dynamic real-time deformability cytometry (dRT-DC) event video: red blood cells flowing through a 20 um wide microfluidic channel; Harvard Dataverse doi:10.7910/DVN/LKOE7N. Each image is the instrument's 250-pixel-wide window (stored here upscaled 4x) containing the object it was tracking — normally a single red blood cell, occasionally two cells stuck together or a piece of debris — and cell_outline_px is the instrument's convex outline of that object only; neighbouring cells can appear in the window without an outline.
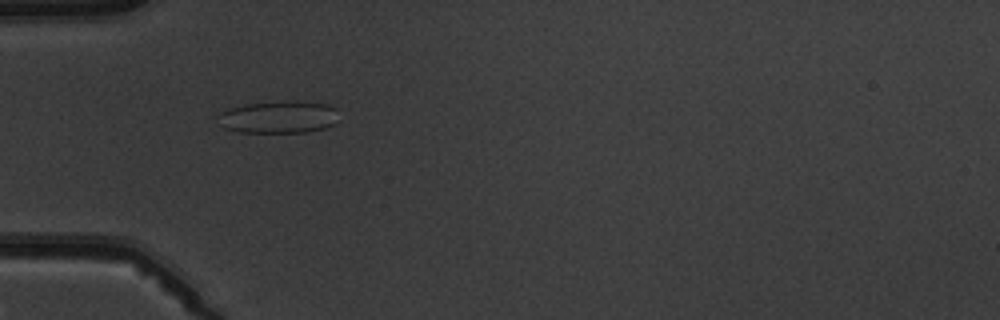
{"species": "common noctule bat (a hibernating species)", "species_latin": "Nyctalus noctula", "temperature_condition": "warm", "stored_images_in_passage": 6, "camera_frame_rate_fps": 3000, "um_per_image_px": 0.085, "animal": {"sex": "male", "body_mass_g": 19.5, "forearm_length_mm": 54.6}, "frame": {"image": 1, "passage_image": 5, "time_ms": 6.0, "image_size_px": [1000, 320], "cell_outline_px": [[336, 124], [324, 128], [308, 132], [240, 132], [224, 128], [216, 116], [220, 112], [228, 108], [244, 104], [284, 100], [288, 100], [328, 104], [336, 108]], "centroid_in_image_um": [23.67, 9.94], "position_along_channel_um": 61.3, "area_um2": 23.0}}
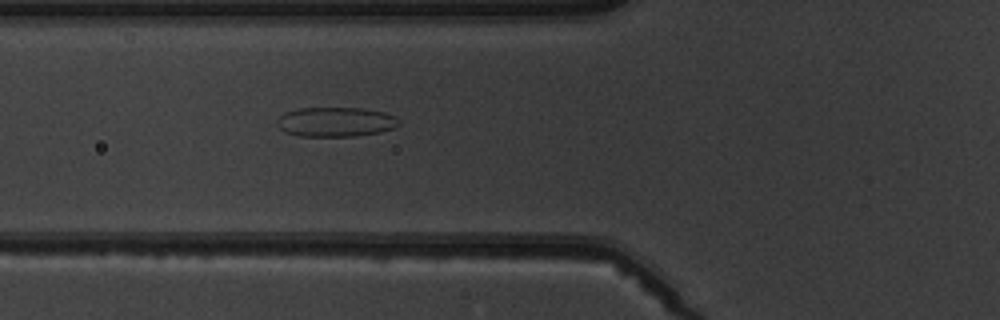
{"frame": {"image": 2, "passage_image": 6, "time_ms": 7.0, "image_size_px": [1000, 320], "cell_outline_px": [[400, 124], [392, 128], [380, 132], [356, 136], [300, 136], [284, 132], [276, 124], [276, 120], [284, 112], [300, 108], [360, 108], [384, 112], [392, 116]], "centroid_in_image_um": [28.46, 10.36], "position_along_channel_um": 97.3, "area_um2": 20.87}}